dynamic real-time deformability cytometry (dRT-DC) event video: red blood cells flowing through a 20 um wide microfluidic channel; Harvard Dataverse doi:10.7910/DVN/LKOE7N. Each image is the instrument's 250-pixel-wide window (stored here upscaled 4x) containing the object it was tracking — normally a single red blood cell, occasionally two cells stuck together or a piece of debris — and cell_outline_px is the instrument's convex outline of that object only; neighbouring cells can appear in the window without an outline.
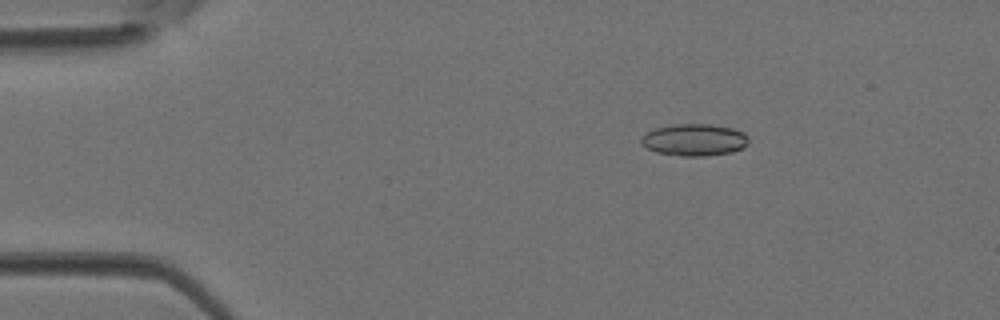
{"species": "Egyptian fruit bat (a non-hibernating species)", "species_latin": "Rousettus aegyptiacus", "temperature_condition": "room temperature", "stored_images_in_passage": 3, "camera_frame_rate_fps": 3000, "um_per_image_px": 0.085, "animal": {"sex": "female"}, "frame": {"image": 1, "passage_image": 1, "time_ms": 0.0, "image_size_px": [1000, 320], "cell_outline_px": [[748, 144], [744, 148], [732, 152], [704, 156], [680, 156], [656, 152], [640, 144], [640, 136], [644, 132], [656, 128], [672, 124], [712, 124], [732, 128], [744, 132], [748, 136]], "centroid_in_image_um": [59.0, 11.88], "position_along_channel_um": 26.0, "area_um2": 20.35}}
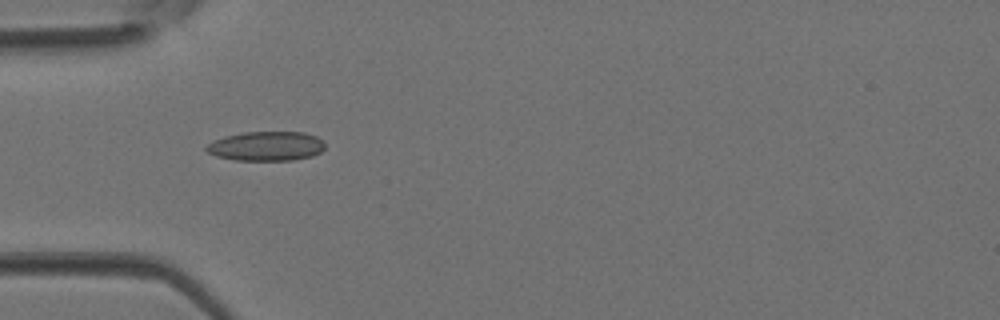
{"frame": {"image": 2, "passage_image": 3, "time_ms": 0.667, "image_size_px": [1000, 320], "cell_outline_px": [[324, 148], [320, 152], [312, 156], [292, 160], [236, 160], [216, 156], [208, 152], [204, 148], [212, 140], [224, 136], [244, 132], [304, 132], [316, 136], [324, 140]], "centroid_in_image_um": [22.63, 12.41], "position_along_channel_um": 62.4, "area_um2": 20.4}}